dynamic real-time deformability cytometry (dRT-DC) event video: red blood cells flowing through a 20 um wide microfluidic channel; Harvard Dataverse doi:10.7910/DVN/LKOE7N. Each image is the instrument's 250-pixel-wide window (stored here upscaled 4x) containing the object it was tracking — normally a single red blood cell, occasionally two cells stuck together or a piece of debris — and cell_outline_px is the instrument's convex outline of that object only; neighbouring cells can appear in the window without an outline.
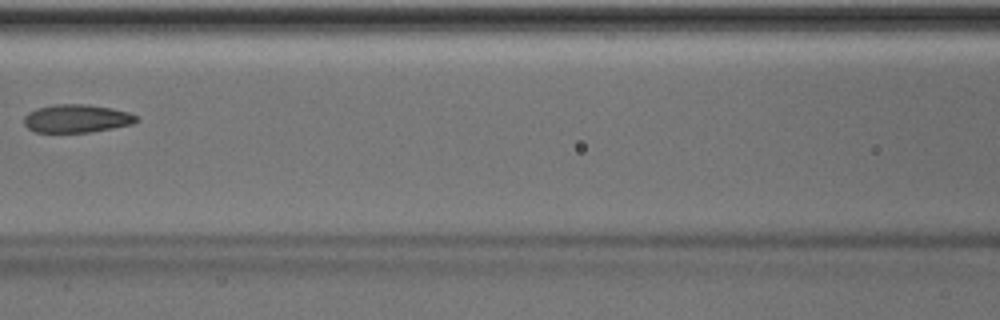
{"species": "Egyptian fruit bat (a non-hibernating species)", "species_latin": "Rousettus aegyptiacus", "temperature_condition": "room temperature", "stored_images_in_passage": 5, "camera_frame_rate_fps": 3000, "um_per_image_px": 0.085, "animal": {"sex": "male"}, "frame": {"image": 1, "passage_image": 5, "time_ms": 4.667, "image_size_px": [1000, 320], "cell_outline_px": [[140, 120], [132, 124], [92, 132], [36, 132], [28, 128], [24, 124], [24, 116], [28, 112], [36, 108], [56, 104], [88, 104], [112, 108], [128, 112], [136, 116]], "centroid_in_image_um": [6.51, 10.07], "position_along_channel_um": 160.1, "area_um2": 18.5}}